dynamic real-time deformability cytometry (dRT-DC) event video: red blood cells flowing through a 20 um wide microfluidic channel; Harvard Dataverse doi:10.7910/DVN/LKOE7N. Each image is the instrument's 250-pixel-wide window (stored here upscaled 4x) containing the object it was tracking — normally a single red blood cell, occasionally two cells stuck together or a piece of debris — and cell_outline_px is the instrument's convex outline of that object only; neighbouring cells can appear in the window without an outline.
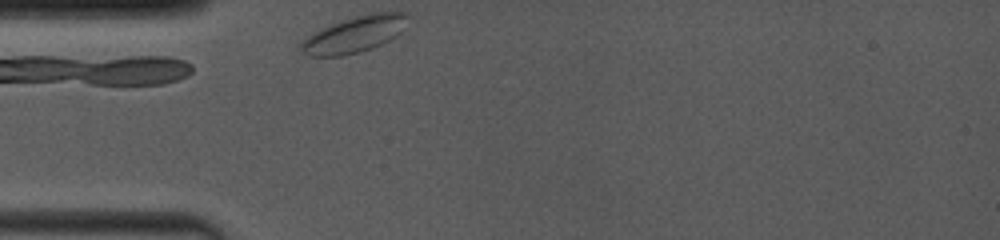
{"species": "common noctule bat (a hibernating species)", "species_latin": "Nyctalus noctula", "temperature_condition": "room temperature", "stored_images_in_passage": 18, "camera_frame_rate_fps": 4000, "um_per_image_px": 0.085, "animal": {"sex": "female", "body_mass_g": 19.0, "forearm_length_mm": 53.3}, "frame": {"image": 1, "passage_image": 1, "time_ms": 0.0, "image_size_px": [1000, 240], "cell_outline_px": [[408, 12], [400, 32], [396, 36], [372, 48], [360, 52], [344, 56], [308, 56], [300, 52], [300, 44], [312, 32], [320, 28], [368, 12]], "centroid_in_image_um": [30.07, 2.93], "position_along_channel_um": 54.9, "area_um2": 22.37}}
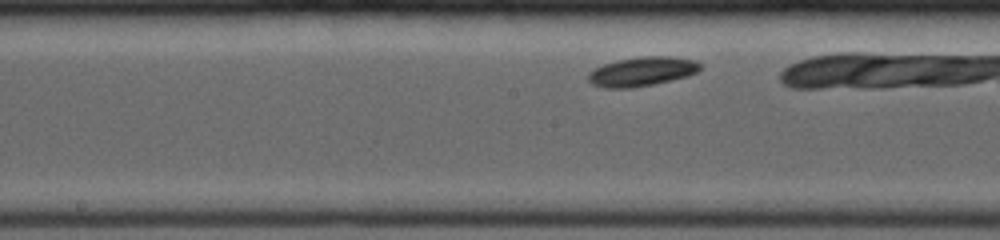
{"frame": {"image": 2, "passage_image": 14, "time_ms": 2.25, "image_size_px": [1000, 240], "cell_outline_px": [[700, 68], [696, 72], [688, 76], [652, 84], [628, 88], [604, 88], [592, 84], [588, 80], [588, 72], [604, 64], [616, 60], [640, 56], [672, 56], [696, 60], [700, 64]], "centroid_in_image_um": [54.55, 6.06], "position_along_channel_um": 193.6, "area_um2": 19.02}}